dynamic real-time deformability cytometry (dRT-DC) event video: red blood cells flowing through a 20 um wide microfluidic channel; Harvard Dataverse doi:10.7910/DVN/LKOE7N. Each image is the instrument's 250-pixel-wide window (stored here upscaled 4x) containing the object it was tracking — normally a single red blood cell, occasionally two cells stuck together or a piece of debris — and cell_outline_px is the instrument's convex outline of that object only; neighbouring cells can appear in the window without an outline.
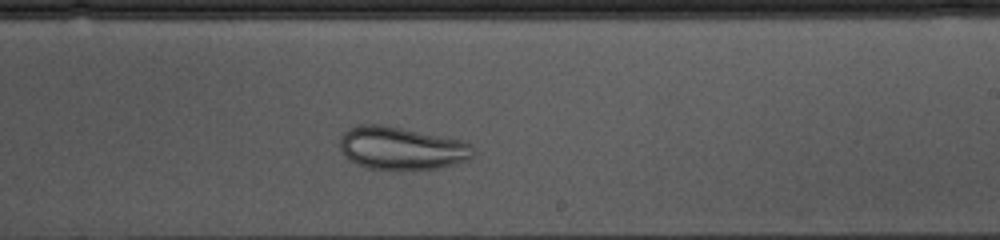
{"species": "common noctule bat (a hibernating species)", "species_latin": "Nyctalus noctula", "temperature_condition": "cold", "stored_images_in_passage": 35, "camera_frame_rate_fps": 3000, "um_per_image_px": 0.085, "animal": {"sex": "female", "body_mass_g": 10.0, "forearm_length_mm": 53.1}, "frame": {"image": 1, "passage_image": 24, "time_ms": 7.667, "image_size_px": [1000, 240], "cell_outline_px": [[472, 156], [468, 160], [436, 168], [368, 168], [356, 164], [348, 160], [344, 156], [340, 148], [340, 136], [348, 128], [360, 124], [380, 124], [468, 140], [472, 148]], "centroid_in_image_um": [34.11, 12.56], "position_along_channel_um": 254.9, "area_um2": 33.18}}